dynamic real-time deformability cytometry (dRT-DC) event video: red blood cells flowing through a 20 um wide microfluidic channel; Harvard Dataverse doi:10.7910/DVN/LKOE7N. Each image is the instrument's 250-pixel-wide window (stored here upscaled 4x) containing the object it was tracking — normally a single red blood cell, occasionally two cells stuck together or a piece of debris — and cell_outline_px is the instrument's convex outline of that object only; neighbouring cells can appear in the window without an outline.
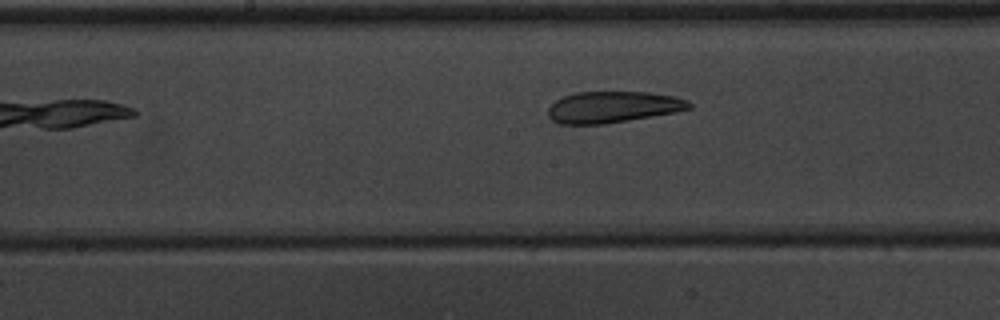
{"species": "common noctule bat (a hibernating species)", "species_latin": "Nyctalus noctula", "temperature_condition": "warm", "stored_images_in_passage": 6, "camera_frame_rate_fps": 3000, "um_per_image_px": 0.085, "animal": {"sex": "male", "body_mass_g": 20.1, "forearm_length_mm": 53.5}, "frame": {"image": 1, "passage_image": 5, "time_ms": 4.667, "image_size_px": [1000, 320], "cell_outline_px": [[692, 108], [676, 112], [604, 124], [560, 124], [552, 120], [548, 116], [548, 108], [556, 100], [564, 96], [576, 92], [648, 92], [672, 96], [688, 100], [692, 104]], "centroid_in_image_um": [52.09, 9.1], "position_along_channel_um": 196.1, "area_um2": 25.72}}
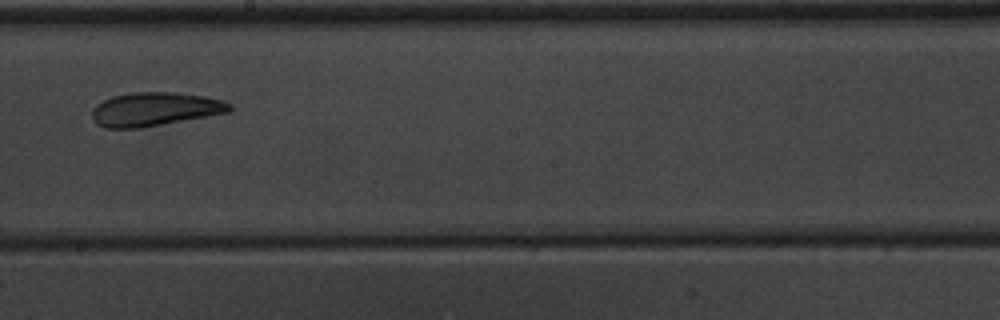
{"frame": {"image": 2, "passage_image": 6, "time_ms": 5.667, "image_size_px": [1000, 320], "cell_outline_px": [[232, 108], [228, 112], [140, 128], [104, 128], [96, 124], [92, 120], [92, 112], [96, 104], [112, 96], [132, 92], [172, 92], [204, 96], [224, 100]], "centroid_in_image_um": [13.1, 9.28], "position_along_channel_um": 235.1, "area_um2": 26.82}}